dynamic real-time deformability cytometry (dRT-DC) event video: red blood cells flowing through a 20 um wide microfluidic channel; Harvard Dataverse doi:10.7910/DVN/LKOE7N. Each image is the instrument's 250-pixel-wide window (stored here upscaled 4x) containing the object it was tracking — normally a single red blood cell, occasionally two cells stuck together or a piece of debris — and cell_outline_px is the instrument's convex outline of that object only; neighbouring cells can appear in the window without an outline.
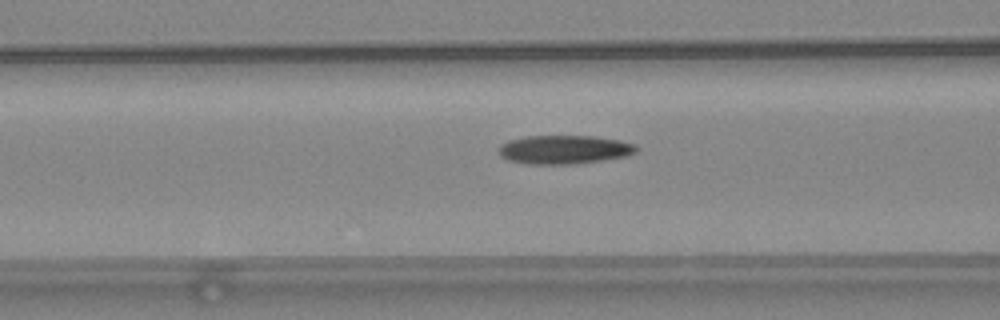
{"species": "common noctule bat (a hibernating species)", "species_latin": "Nyctalus noctula", "temperature_condition": "warm", "stored_images_in_passage": 11, "camera_frame_rate_fps": 3000, "um_per_image_px": 0.085, "animal": {"sex": "female", "body_mass_g": 24.6, "forearm_length_mm": 56.2}, "frame": {"image": 1, "passage_image": 6, "time_ms": 1.667, "image_size_px": [1000, 320], "cell_outline_px": [[640, 148], [636, 152], [624, 156], [600, 160], [568, 164], [528, 164], [508, 160], [500, 156], [500, 144], [508, 140], [528, 136], [596, 136], [620, 140], [636, 144]], "centroid_in_image_um": [47.96, 12.7], "position_along_channel_um": 118.6, "area_um2": 22.95}}
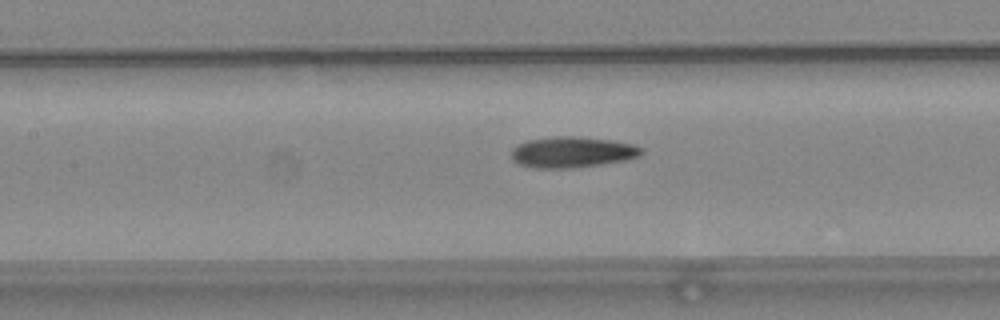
{"frame": {"image": 2, "passage_image": 9, "time_ms": 2.667, "image_size_px": [1000, 320], "cell_outline_px": [[644, 152], [640, 156], [628, 160], [572, 168], [532, 168], [520, 164], [512, 160], [512, 148], [528, 140], [552, 136], [576, 136], [612, 140], [632, 144], [644, 148]], "centroid_in_image_um": [48.67, 12.93], "position_along_channel_um": 158.7, "area_um2": 23.58}}